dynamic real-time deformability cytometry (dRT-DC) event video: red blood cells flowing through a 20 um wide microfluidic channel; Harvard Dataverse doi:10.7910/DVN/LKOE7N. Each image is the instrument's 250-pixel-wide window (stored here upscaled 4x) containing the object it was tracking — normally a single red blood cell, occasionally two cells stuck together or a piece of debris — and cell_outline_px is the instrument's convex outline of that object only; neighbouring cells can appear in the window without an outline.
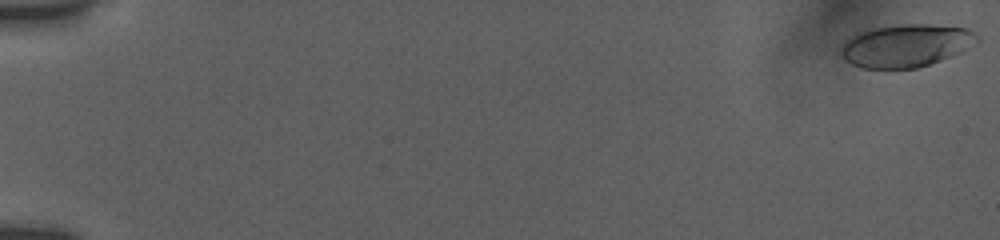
{"species": "human", "species_latin": "Homo sapiens", "temperature_condition": "room temperature", "stored_images_in_passage": 11, "camera_frame_rate_fps": 3000, "um_per_image_px": 0.085, "donor": {"sex": "female"}, "frame": {"image": 1, "passage_image": 1, "time_ms": 0.0, "image_size_px": [1000, 240], "cell_outline_px": [[980, 40], [960, 52], [952, 56], [916, 68], [860, 68], [844, 60], [840, 56], [840, 48], [852, 36], [860, 32], [872, 28], [900, 24], [932, 24], [968, 28], [976, 32], [980, 36]], "centroid_in_image_um": [77.03, 3.86], "position_along_channel_um": 8.0, "area_um2": 33.99}}
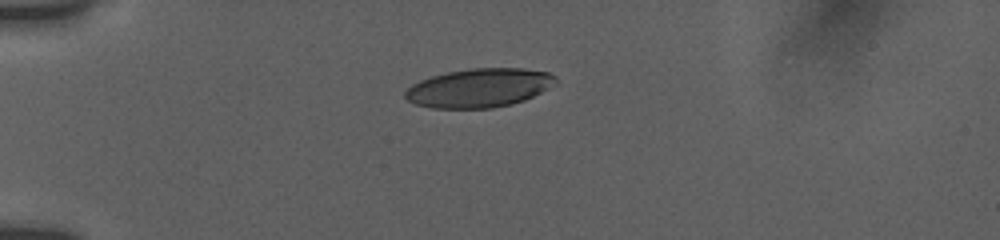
{"frame": {"image": 2, "passage_image": 7, "time_ms": 5.0, "image_size_px": [1000, 240], "cell_outline_px": [[556, 84], [524, 100], [512, 104], [492, 108], [432, 108], [416, 104], [408, 100], [404, 96], [404, 92], [412, 84], [420, 80], [432, 76], [448, 72], [468, 68], [524, 68], [548, 72], [556, 76]], "centroid_in_image_um": [40.73, 7.46], "position_along_channel_um": 44.3, "area_um2": 34.04}}
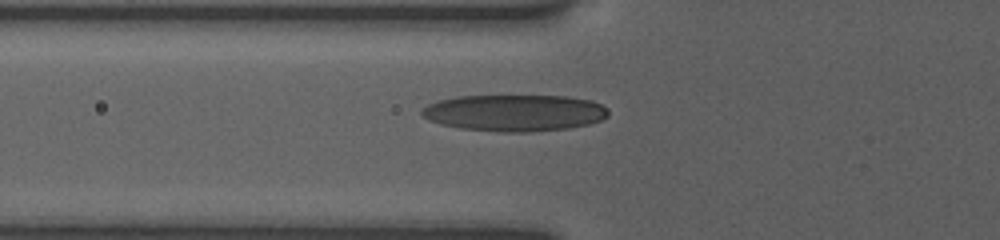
{"frame": {"image": 3, "passage_image": 10, "time_ms": 7.0, "image_size_px": [1000, 240], "cell_outline_px": [[608, 116], [600, 120], [588, 124], [568, 128], [528, 132], [500, 132], [460, 128], [440, 124], [428, 120], [420, 116], [420, 108], [428, 104], [440, 100], [456, 96], [568, 96], [592, 100], [608, 108]], "centroid_in_image_um": [43.7, 9.59], "position_along_channel_um": 82.1, "area_um2": 40.06}}